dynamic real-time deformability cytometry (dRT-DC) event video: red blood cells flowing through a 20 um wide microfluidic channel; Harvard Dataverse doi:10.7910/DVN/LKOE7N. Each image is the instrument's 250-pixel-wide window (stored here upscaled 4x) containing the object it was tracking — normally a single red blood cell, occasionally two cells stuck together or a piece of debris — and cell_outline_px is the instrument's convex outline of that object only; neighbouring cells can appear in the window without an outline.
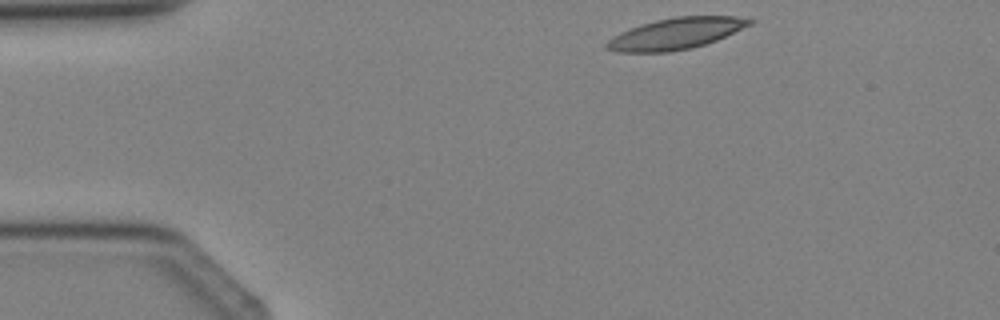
{"species": "Egyptian fruit bat (a non-hibernating species)", "species_latin": "Rousettus aegyptiacus", "temperature_condition": "cold", "stored_images_in_passage": 2, "camera_frame_rate_fps": 3000, "um_per_image_px": 0.085, "animal": {"sex": "female"}, "frame": {"image": 1, "passage_image": 1, "time_ms": 0.0, "image_size_px": [1000, 320], "cell_outline_px": [[756, 20], [752, 24], [716, 40], [692, 48], [668, 52], [616, 52], [604, 48], [604, 44], [608, 40], [620, 32], [640, 24], [656, 20], [676, 16], [736, 16]], "centroid_in_image_um": [57.42, 2.85], "position_along_channel_um": 27.6, "area_um2": 26.07}}